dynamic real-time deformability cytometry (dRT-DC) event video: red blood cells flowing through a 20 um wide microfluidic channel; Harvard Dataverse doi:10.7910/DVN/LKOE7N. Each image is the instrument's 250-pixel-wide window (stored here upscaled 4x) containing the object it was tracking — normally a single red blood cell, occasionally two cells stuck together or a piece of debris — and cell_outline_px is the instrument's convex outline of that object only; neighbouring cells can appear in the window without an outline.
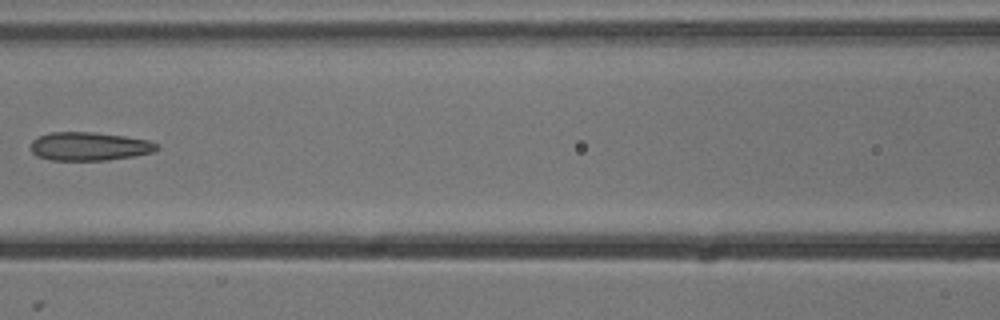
{"species": "common noctule bat (a hibernating species)", "species_latin": "Nyctalus noctula", "temperature_condition": "cold", "stored_images_in_passage": 7, "camera_frame_rate_fps": 3000, "um_per_image_px": 0.085, "animal": {"sex": "male", "body_mass_g": 13.3}, "frame": {"image": 1, "passage_image": 6, "time_ms": 1.667, "image_size_px": [1000, 320], "cell_outline_px": [[160, 148], [152, 152], [132, 156], [108, 160], [52, 160], [36, 156], [32, 152], [32, 140], [40, 136], [52, 132], [92, 132], [124, 136], [148, 140], [156, 144]], "centroid_in_image_um": [7.58, 12.44], "position_along_channel_um": 159.0, "area_um2": 20.69}}
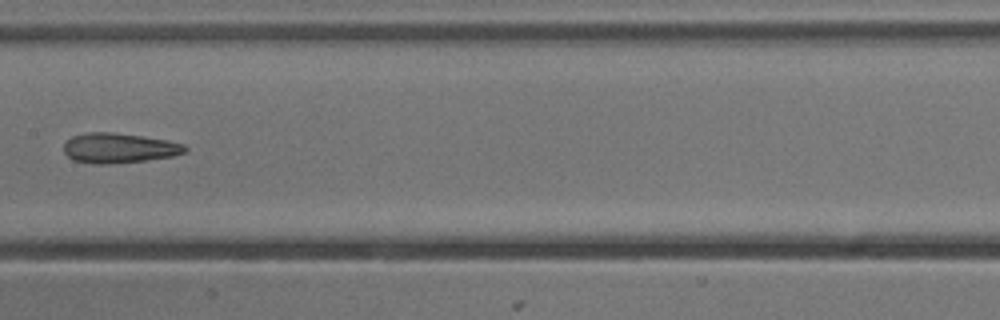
{"frame": {"image": 2, "passage_image": 7, "time_ms": 2.0, "image_size_px": [1000, 320], "cell_outline_px": [[188, 148], [184, 152], [172, 156], [144, 160], [108, 164], [96, 164], [72, 160], [64, 152], [64, 144], [72, 136], [88, 132], [112, 132], [144, 136], [168, 140], [184, 144]], "centroid_in_image_um": [10.1, 12.57], "position_along_channel_um": 197.3, "area_um2": 21.1}}